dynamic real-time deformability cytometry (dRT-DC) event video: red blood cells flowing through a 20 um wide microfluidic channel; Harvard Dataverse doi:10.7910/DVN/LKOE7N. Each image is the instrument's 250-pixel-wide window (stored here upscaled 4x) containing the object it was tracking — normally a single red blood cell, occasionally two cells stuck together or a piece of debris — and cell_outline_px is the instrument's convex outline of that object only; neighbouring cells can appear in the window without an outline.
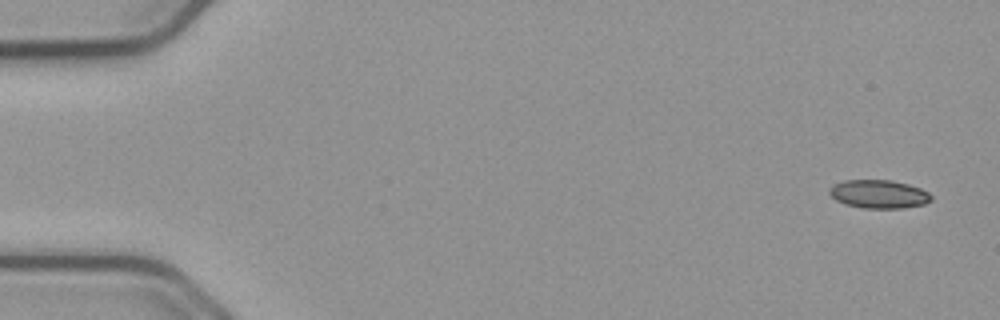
{"species": "common noctule bat (a hibernating species)", "species_latin": "Nyctalus noctula", "temperature_condition": "cold", "stored_images_in_passage": 55, "segment_of_instrument_passage": [1, 2], "camera_frame_rate_fps": 3000, "um_per_image_px": 0.085, "animal": {"sex": "male", "body_mass_g": 23.1, "forearm_length_mm": 52.7}, "frame": {"image": 1, "passage_image": 1, "time_ms": 0.0, "image_size_px": [1000, 320], "cell_outline_px": [[932, 200], [924, 204], [904, 208], [864, 208], [844, 204], [836, 200], [828, 192], [828, 188], [832, 184], [844, 180], [892, 180], [908, 184], [920, 188], [928, 192], [932, 196]], "centroid_in_image_um": [74.68, 16.49], "position_along_channel_um": 10.3, "area_um2": 16.99}}
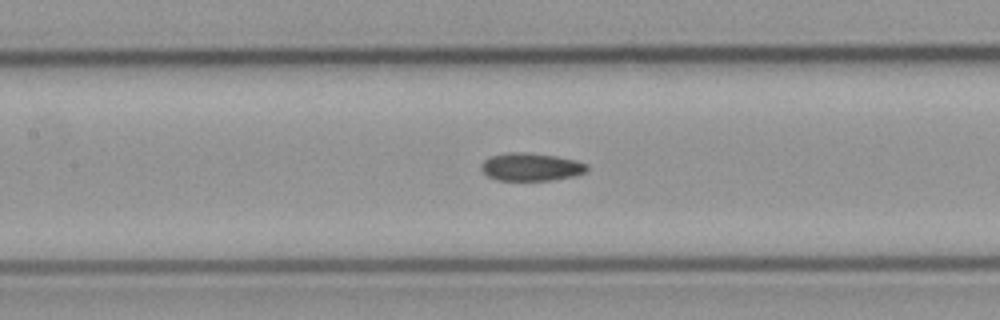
{"frame": {"image": 2, "passage_image": 24, "time_ms": 7.667, "image_size_px": [1000, 320], "cell_outline_px": [[588, 168], [584, 172], [576, 176], [552, 180], [496, 180], [488, 176], [480, 168], [480, 164], [484, 160], [492, 156], [508, 152], [528, 152], [556, 156], [576, 160], [588, 164]], "centroid_in_image_um": [45.14, 14.18], "position_along_channel_um": 162.3, "area_um2": 17.28}}
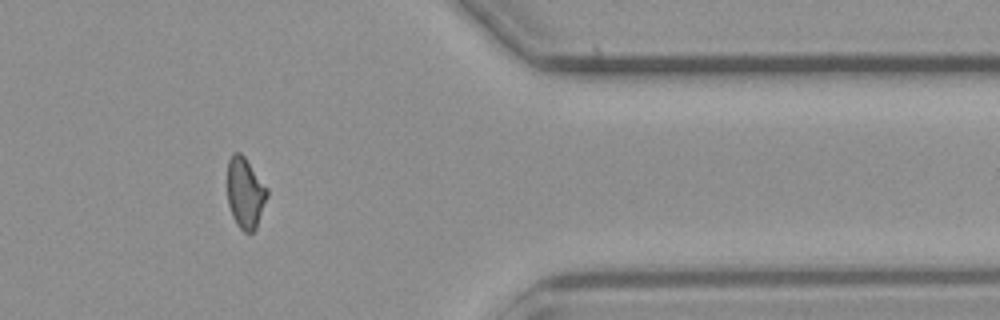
{"frame": {"image": 3, "passage_image": 44, "time_ms": 14.333, "image_size_px": [1000, 320], "cell_outline_px": [[268, 196], [256, 228], [252, 232], [244, 232], [236, 224], [232, 216], [228, 204], [228, 160], [232, 152], [240, 152], [244, 156], [268, 188]], "centroid_in_image_um": [20.85, 16.39], "position_along_channel_um": 390.6, "area_um2": 16.47}}